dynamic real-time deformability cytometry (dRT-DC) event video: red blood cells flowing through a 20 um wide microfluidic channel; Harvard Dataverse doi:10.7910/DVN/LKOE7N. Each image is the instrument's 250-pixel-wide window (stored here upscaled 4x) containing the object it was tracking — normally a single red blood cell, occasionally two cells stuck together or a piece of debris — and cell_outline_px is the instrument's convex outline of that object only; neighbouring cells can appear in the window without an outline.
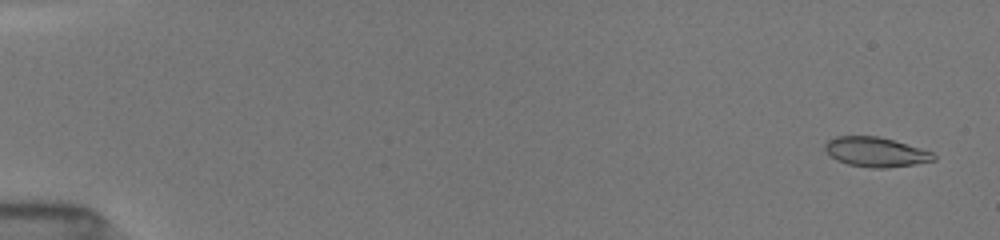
{"species": "common noctule bat (a hibernating species)", "species_latin": "Nyctalus noctula", "temperature_condition": "room temperature", "stored_images_in_passage": 55, "camera_frame_rate_fps": 3000, "um_per_image_px": 0.085, "animal": {"sex": "female", "body_mass_g": 19.5, "forearm_length_mm": 54.1}, "frame": {"image": 1, "passage_image": 4, "time_ms": 0.667, "image_size_px": [1000, 240], "cell_outline_px": [[936, 160], [912, 164], [884, 168], [872, 168], [848, 164], [836, 160], [824, 148], [824, 144], [828, 140], [836, 136], [876, 136], [892, 140], [932, 152], [936, 156]], "centroid_in_image_um": [74.41, 12.92], "position_along_channel_um": 10.6, "area_um2": 18.44}}
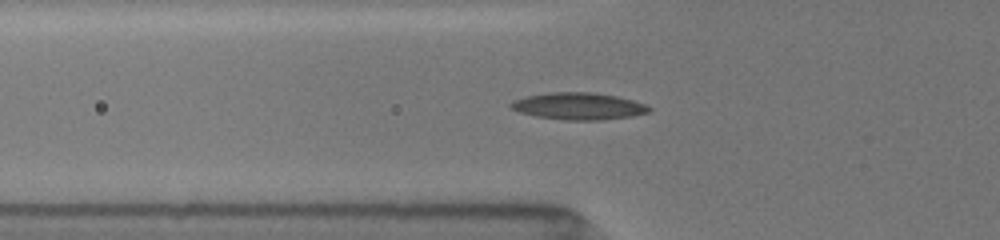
{"frame": {"image": 2, "passage_image": 26, "time_ms": 6.333, "image_size_px": [1000, 240], "cell_outline_px": [[652, 108], [648, 112], [632, 116], [600, 120], [564, 120], [536, 116], [520, 112], [512, 108], [508, 104], [512, 100], [528, 96], [548, 92], [592, 92], [616, 96], [632, 100], [644, 104]], "centroid_in_image_um": [49.16, 9.02], "position_along_channel_um": 76.6, "area_um2": 21.62}}
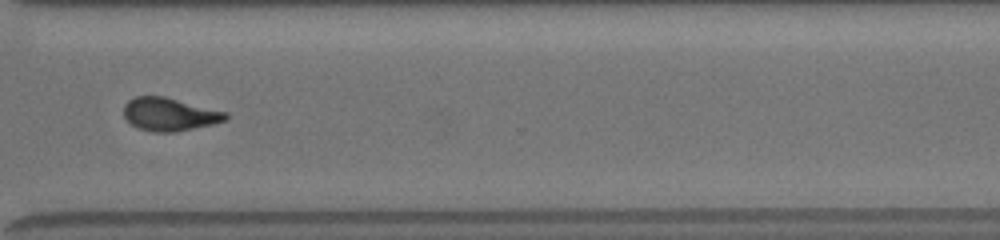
{"frame": {"image": 3, "passage_image": 54, "time_ms": 13.333, "image_size_px": [1000, 240], "cell_outline_px": [[228, 116], [224, 120], [212, 124], [176, 132], [152, 132], [140, 128], [132, 124], [124, 116], [124, 104], [128, 100], [136, 96], [164, 96], [228, 112]], "centroid_in_image_um": [14.4, 9.71], "position_along_channel_um": 356.2, "area_um2": 19.54}}